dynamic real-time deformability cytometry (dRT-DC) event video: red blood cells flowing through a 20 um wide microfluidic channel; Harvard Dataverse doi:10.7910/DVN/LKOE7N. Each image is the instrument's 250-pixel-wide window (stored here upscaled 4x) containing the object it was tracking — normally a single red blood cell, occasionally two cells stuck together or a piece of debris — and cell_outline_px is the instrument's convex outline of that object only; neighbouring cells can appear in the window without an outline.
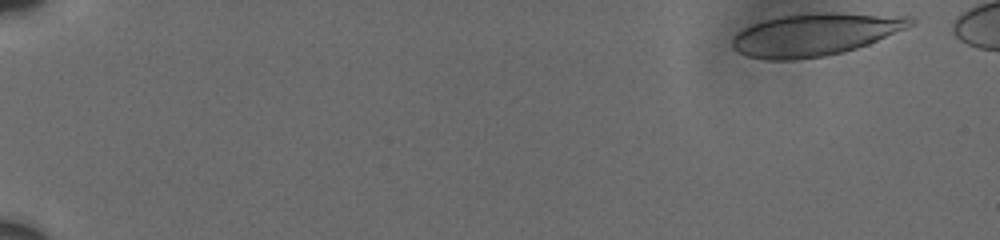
{"species": "human", "species_latin": "Homo sapiens", "temperature_condition": "cold", "stored_images_in_passage": 8, "camera_frame_rate_fps": 3000, "um_per_image_px": 0.085, "donor": {"sex": "male"}, "frame": {"image": 1, "passage_image": 1, "time_ms": 0.0, "image_size_px": [1000, 240], "cell_outline_px": [[916, 24], [868, 44], [844, 52], [824, 56], [796, 60], [768, 60], [748, 56], [732, 48], [732, 40], [744, 28], [764, 20], [780, 16], [816, 12], [840, 12], [912, 16], [916, 20]], "centroid_in_image_um": [69.35, 2.92], "position_along_channel_um": 15.6, "area_um2": 44.16}}
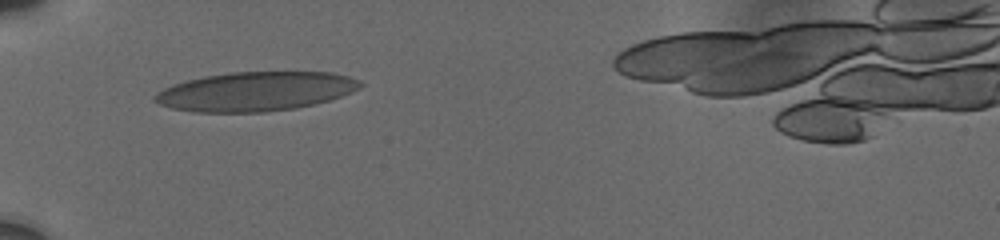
{"frame": {"image": 2, "passage_image": 7, "time_ms": 5.667, "image_size_px": [1000, 240], "cell_outline_px": [[364, 84], [360, 88], [352, 92], [328, 100], [296, 108], [264, 112], [192, 112], [172, 108], [160, 104], [152, 100], [152, 96], [156, 92], [172, 84], [204, 76], [232, 72], [332, 72], [348, 76], [360, 80]], "centroid_in_image_um": [21.7, 7.77], "position_along_channel_um": 63.3, "area_um2": 46.99}}